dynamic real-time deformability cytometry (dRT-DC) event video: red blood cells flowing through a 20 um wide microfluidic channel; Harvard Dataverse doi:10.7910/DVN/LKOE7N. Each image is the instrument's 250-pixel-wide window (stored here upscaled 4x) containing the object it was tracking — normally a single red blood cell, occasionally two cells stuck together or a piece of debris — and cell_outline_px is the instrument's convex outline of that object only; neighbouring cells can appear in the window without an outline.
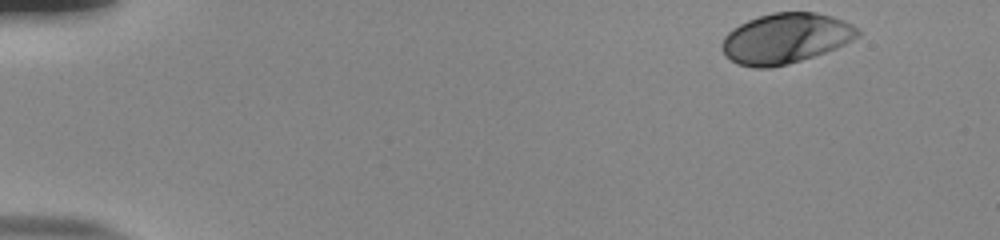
{"species": "human", "species_latin": "Homo sapiens", "temperature_condition": "room temperature", "stored_images_in_passage": 45, "camera_frame_rate_fps": 3000, "um_per_image_px": 0.085, "donor": {"sex": "male"}, "frame": {"image": 1, "passage_image": 1, "time_ms": 0.0, "image_size_px": [1000, 240], "cell_outline_px": [[860, 36], [844, 44], [824, 52], [788, 64], [768, 68], [752, 68], [740, 64], [724, 56], [720, 48], [724, 36], [732, 28], [748, 20], [772, 12], [816, 12], [832, 16], [844, 20], [852, 24], [860, 32]], "centroid_in_image_um": [66.75, 3.25], "position_along_channel_um": 18.3, "area_um2": 39.71}}
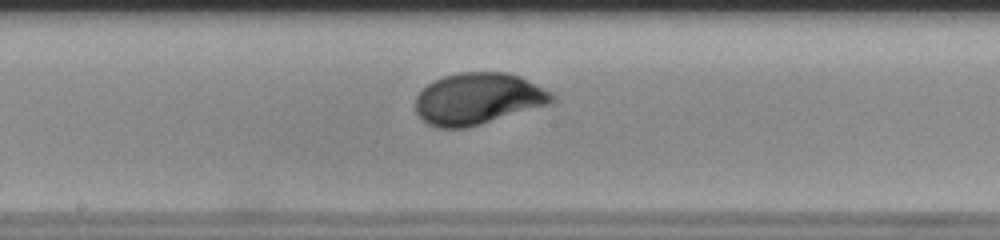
{"frame": {"image": 2, "passage_image": 26, "time_ms": 8.333, "image_size_px": [1000, 240], "cell_outline_px": [[556, 100], [548, 104], [468, 128], [436, 128], [428, 124], [416, 112], [416, 96], [428, 84], [444, 76], [460, 72], [508, 72], [520, 76], [556, 96]], "centroid_in_image_um": [40.61, 8.4], "position_along_channel_um": 207.6, "area_um2": 40.69}}
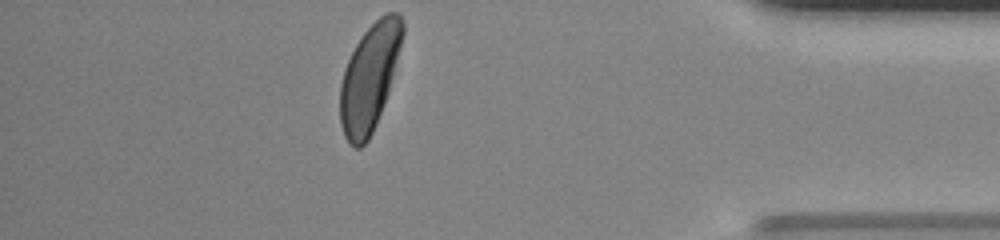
{"frame": {"image": 3, "passage_image": 44, "time_ms": 14.333, "image_size_px": [1000, 240], "cell_outline_px": [[404, 32], [388, 92], [376, 124], [368, 140], [360, 148], [356, 148], [348, 144], [344, 136], [340, 124], [340, 84], [344, 68], [356, 44], [364, 32], [384, 12], [400, 12], [404, 24]], "centroid_in_image_um": [31.39, 6.59], "position_along_channel_um": 403.8, "area_um2": 38.67}, "authors_computed_cell_mechanics": {"area_um2": 39.7664, "velocity_mm_per_s": 3.8162, "shape_relaxation_time_tau1_ms": 2.9562, "shape_relaxation_time_tau2_ms": null, "deformation_change_tau1": 0.1561, "deformation_change_tau2": null}}